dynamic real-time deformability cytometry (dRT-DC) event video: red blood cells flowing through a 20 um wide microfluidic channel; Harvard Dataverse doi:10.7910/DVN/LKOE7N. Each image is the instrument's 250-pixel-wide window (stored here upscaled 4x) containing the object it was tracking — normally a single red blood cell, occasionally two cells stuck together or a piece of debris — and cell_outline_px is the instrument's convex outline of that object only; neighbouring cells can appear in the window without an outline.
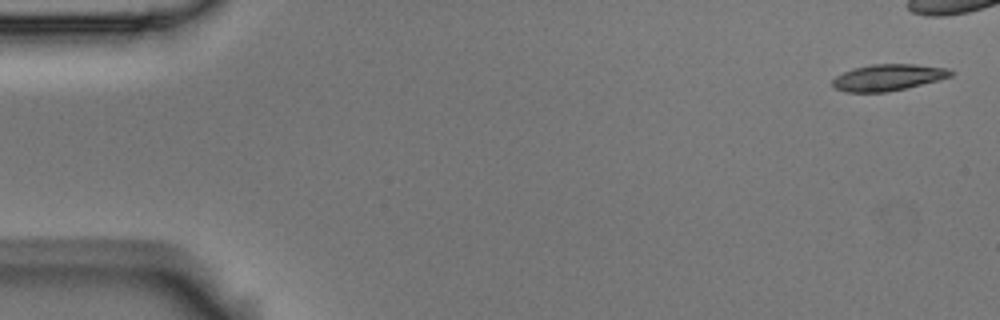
{"species": "Egyptian fruit bat (a non-hibernating species)", "species_latin": "Rousettus aegyptiacus", "temperature_condition": "room temperature", "stored_images_in_passage": 6, "camera_frame_rate_fps": 3000, "um_per_image_px": 0.085, "animal": {"sex": "male"}, "frame": {"image": 1, "passage_image": 1, "time_ms": 0.0, "image_size_px": [1000, 320], "cell_outline_px": [[956, 72], [952, 76], [904, 88], [884, 92], [844, 92], [836, 88], [832, 84], [832, 80], [836, 76], [852, 68], [872, 64], [916, 64], [948, 68]], "centroid_in_image_um": [75.48, 6.57], "position_along_channel_um": 9.5, "area_um2": 18.09}}